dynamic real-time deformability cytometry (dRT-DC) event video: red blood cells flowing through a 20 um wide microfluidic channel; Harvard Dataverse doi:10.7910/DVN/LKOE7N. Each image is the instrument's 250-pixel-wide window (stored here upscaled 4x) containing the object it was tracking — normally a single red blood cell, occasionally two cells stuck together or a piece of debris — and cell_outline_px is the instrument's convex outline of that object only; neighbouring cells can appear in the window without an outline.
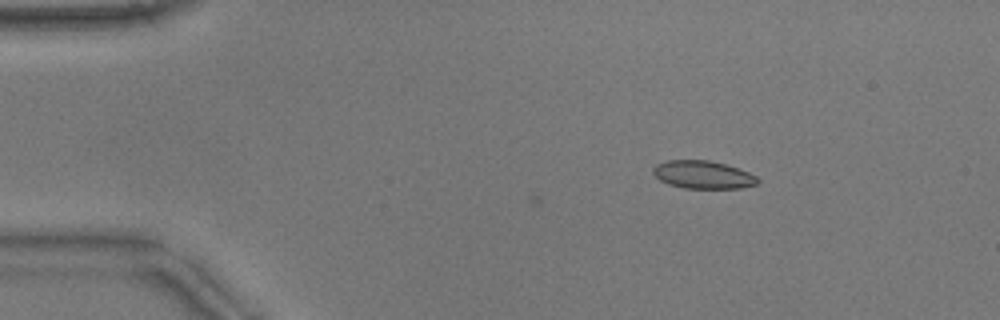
{"species": "common noctule bat (a hibernating species)", "species_latin": "Nyctalus noctula", "temperature_condition": "warm", "stored_images_in_passage": 3, "camera_frame_rate_fps": 3000, "um_per_image_px": 0.085, "animal": {"sex": "male", "body_mass_g": 17.9}, "frame": {"image": 1, "passage_image": 3, "time_ms": 0.667, "image_size_px": [1000, 320], "cell_outline_px": [[760, 180], [756, 184], [740, 188], [684, 188], [668, 184], [660, 180], [652, 172], [652, 168], [656, 164], [668, 160], [708, 160], [724, 164], [748, 172], [756, 176]], "centroid_in_image_um": [59.72, 14.85], "position_along_channel_um": 25.3, "area_um2": 16.88}}